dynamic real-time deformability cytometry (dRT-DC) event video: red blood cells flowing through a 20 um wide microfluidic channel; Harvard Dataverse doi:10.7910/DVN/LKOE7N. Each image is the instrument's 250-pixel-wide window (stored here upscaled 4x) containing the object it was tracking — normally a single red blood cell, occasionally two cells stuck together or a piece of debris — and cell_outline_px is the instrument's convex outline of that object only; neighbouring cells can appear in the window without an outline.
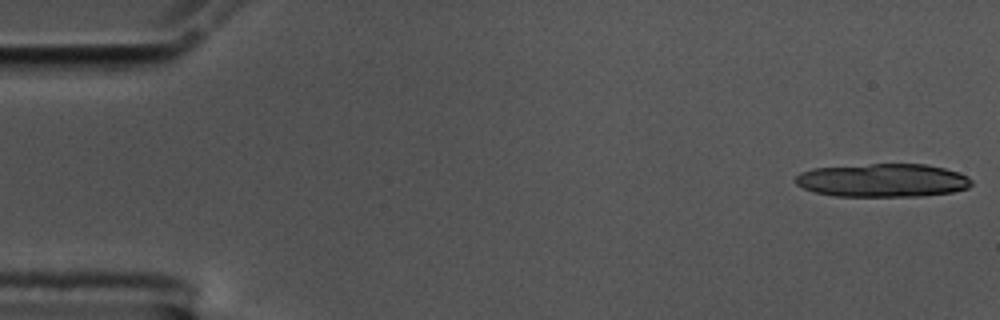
{"species": "common noctule bat (a hibernating species)", "species_latin": "Nyctalus noctula", "temperature_condition": "cold", "stored_images_in_passage": 20, "camera_frame_rate_fps": 3000, "um_per_image_px": 0.085, "animal": {"sex": "male", "body_mass_g": 17.5, "forearm_length_mm": 52.3}, "frame": {"image": 1, "passage_image": 1, "time_ms": 0.0, "image_size_px": [1000, 320], "cell_outline_px": [[972, 184], [968, 188], [952, 192], [924, 196], [836, 196], [816, 192], [804, 188], [796, 184], [796, 176], [800, 172], [812, 168], [868, 164], [924, 164], [944, 168], [968, 176], [972, 180]], "centroid_in_image_um": [75.04, 15.33], "position_along_channel_um": 10.0, "area_um2": 34.22}}